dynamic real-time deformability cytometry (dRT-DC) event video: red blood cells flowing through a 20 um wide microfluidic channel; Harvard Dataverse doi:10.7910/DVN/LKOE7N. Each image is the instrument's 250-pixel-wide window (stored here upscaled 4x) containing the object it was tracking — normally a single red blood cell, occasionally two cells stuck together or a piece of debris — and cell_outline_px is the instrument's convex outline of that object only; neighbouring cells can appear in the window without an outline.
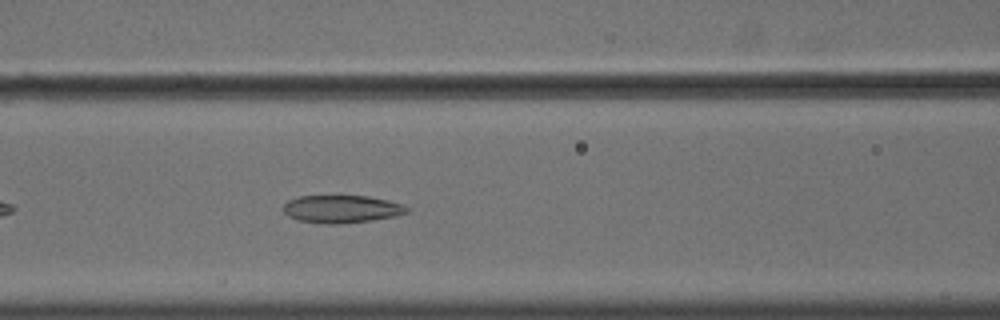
{"species": "common noctule bat (a hibernating species)", "species_latin": "Nyctalus noctula", "temperature_condition": "cold", "stored_images_in_passage": 40, "camera_frame_rate_fps": 3000, "um_per_image_px": 0.085, "animal": {"sex": "male", "body_mass_g": 18.8}, "frame": {"image": 1, "passage_image": 10, "time_ms": 3.0, "image_size_px": [1000, 320], "cell_outline_px": [[408, 212], [396, 216], [372, 220], [340, 224], [324, 224], [300, 220], [288, 216], [284, 212], [284, 204], [288, 200], [300, 196], [368, 196], [388, 200], [404, 204], [408, 208]], "centroid_in_image_um": [29.06, 17.77], "position_along_channel_um": 137.5, "area_um2": 19.94}}
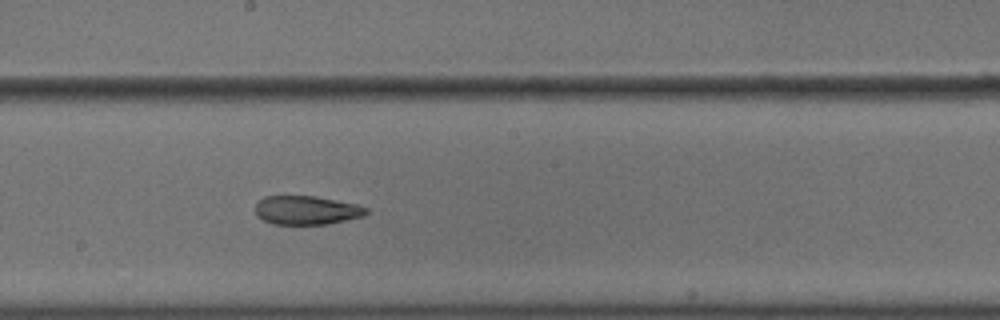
{"frame": {"image": 2, "passage_image": 17, "time_ms": 5.333, "image_size_px": [1000, 320], "cell_outline_px": [[368, 212], [364, 216], [328, 224], [272, 224], [256, 216], [256, 200], [264, 196], [312, 196], [356, 204], [368, 208]], "centroid_in_image_um": [26.02, 17.87], "position_along_channel_um": 222.2, "area_um2": 18.61}}
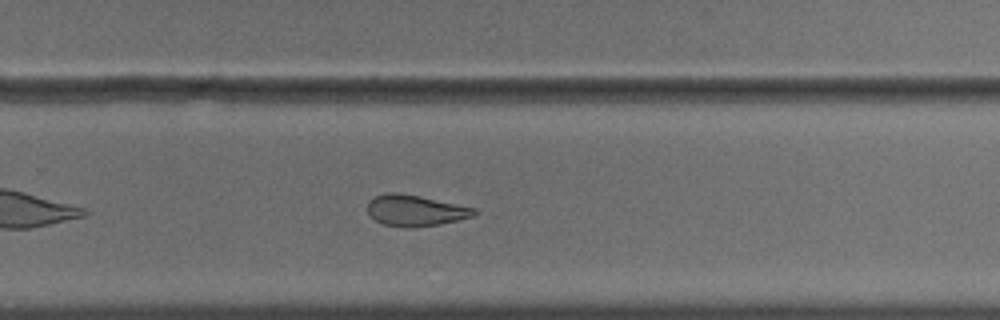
{"frame": {"image": 3, "passage_image": 23, "time_ms": 7.333, "image_size_px": [1000, 320], "cell_outline_px": [[480, 212], [476, 216], [440, 224], [412, 228], [404, 228], [384, 224], [376, 220], [368, 212], [368, 200], [376, 196], [388, 192], [396, 192], [420, 196], [476, 208]], "centroid_in_image_um": [35.35, 17.9], "position_along_channel_um": 294.4, "area_um2": 19.48}}